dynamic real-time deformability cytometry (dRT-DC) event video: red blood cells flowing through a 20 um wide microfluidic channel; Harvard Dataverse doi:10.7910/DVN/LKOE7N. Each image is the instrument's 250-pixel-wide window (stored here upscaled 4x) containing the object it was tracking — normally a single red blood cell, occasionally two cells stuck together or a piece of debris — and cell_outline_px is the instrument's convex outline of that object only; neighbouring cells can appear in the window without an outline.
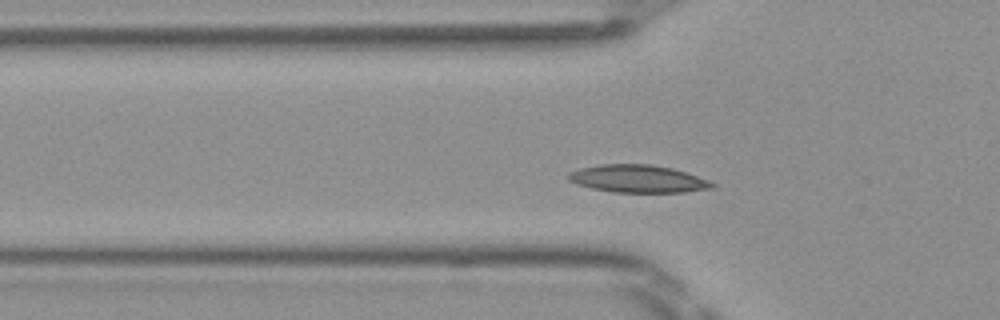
{"species": "Egyptian fruit bat (a non-hibernating species)", "species_latin": "Rousettus aegyptiacus", "temperature_condition": "room temperature", "stored_images_in_passage": 45, "segment_of_instrument_passage": [1, 2], "camera_frame_rate_fps": 3000, "um_per_image_px": 0.085, "frame": {"image": 1, "passage_image": 10, "time_ms": 3.0, "image_size_px": [1000, 320], "cell_outline_px": [[716, 188], [684, 192], [612, 192], [592, 188], [576, 184], [568, 180], [568, 172], [580, 168], [600, 164], [652, 164], [672, 168], [708, 180], [716, 184]], "centroid_in_image_um": [54.21, 15.2], "position_along_channel_um": 71.6, "area_um2": 23.18}}
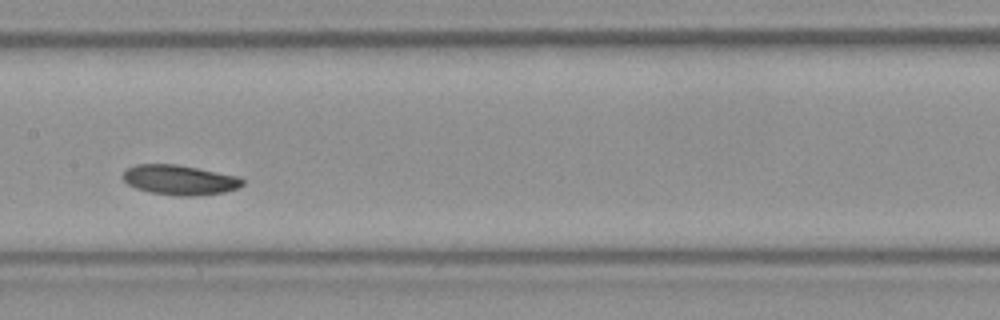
{"frame": {"image": 2, "passage_image": 19, "time_ms": 6.0, "image_size_px": [1000, 320], "cell_outline_px": [[244, 184], [236, 188], [224, 192], [192, 196], [180, 196], [152, 192], [136, 188], [128, 184], [120, 176], [128, 168], [136, 164], [176, 164], [240, 176], [244, 180]], "centroid_in_image_um": [15.27, 15.28], "position_along_channel_um": 192.1, "area_um2": 20.75}}
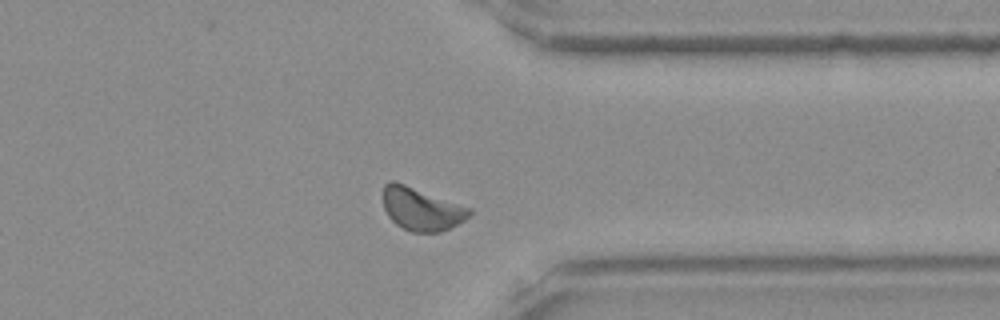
{"frame": {"image": 3, "passage_image": 33, "time_ms": 10.667, "image_size_px": [1000, 320], "cell_outline_px": [[472, 212], [464, 220], [440, 232], [412, 232], [396, 224], [388, 216], [384, 208], [384, 184], [388, 180], [392, 180], [404, 184], [472, 208]], "centroid_in_image_um": [35.81, 17.76], "position_along_channel_um": 375.6, "area_um2": 21.27}}